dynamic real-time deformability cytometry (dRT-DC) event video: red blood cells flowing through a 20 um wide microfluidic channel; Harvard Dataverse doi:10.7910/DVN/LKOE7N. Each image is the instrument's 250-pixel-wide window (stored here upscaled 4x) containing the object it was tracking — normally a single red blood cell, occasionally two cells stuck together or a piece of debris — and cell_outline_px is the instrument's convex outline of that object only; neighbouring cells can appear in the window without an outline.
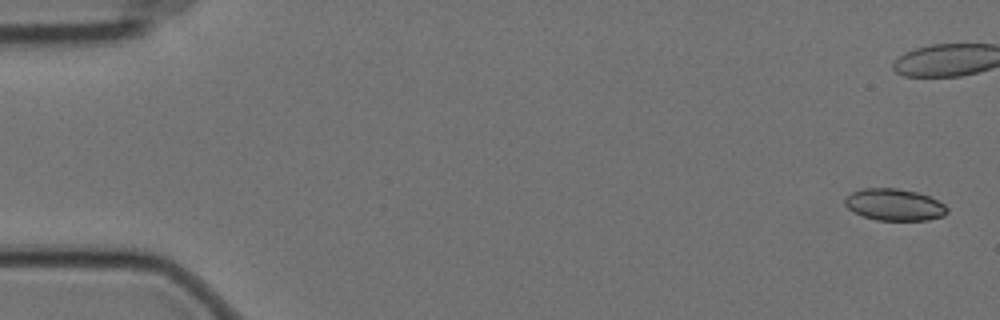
{"species": "Egyptian fruit bat (a non-hibernating species)", "species_latin": "Rousettus aegyptiacus", "temperature_condition": "cold", "stored_images_in_passage": 2, "camera_frame_rate_fps": 3000, "um_per_image_px": 0.085, "animal": {"sex": "female"}, "frame": {"image": 1, "passage_image": 1, "time_ms": 0.0, "image_size_px": [1000, 320], "cell_outline_px": [[948, 212], [944, 216], [928, 220], [876, 220], [852, 212], [844, 204], [844, 200], [852, 192], [864, 188], [896, 188], [916, 192], [928, 196], [944, 204], [948, 208]], "centroid_in_image_um": [76.02, 17.4], "position_along_channel_um": 9.0, "area_um2": 18.9}}